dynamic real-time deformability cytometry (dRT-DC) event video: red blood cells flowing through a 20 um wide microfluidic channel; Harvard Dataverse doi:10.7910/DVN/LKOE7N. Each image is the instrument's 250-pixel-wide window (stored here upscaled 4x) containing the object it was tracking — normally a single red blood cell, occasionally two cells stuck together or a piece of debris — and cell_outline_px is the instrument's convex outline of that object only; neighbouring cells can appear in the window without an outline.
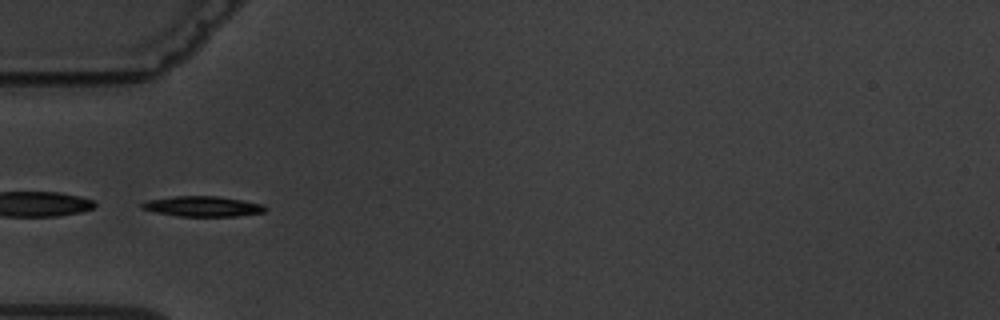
{"species": "common noctule bat (a hibernating species)", "species_latin": "Nyctalus noctula", "temperature_condition": "warm", "stored_images_in_passage": 5, "segment_of_instrument_passage": [2, 2], "camera_frame_rate_fps": 3000, "um_per_image_px": 0.085, "animal": {"sex": "male", "body_mass_g": 19.5, "forearm_length_mm": 54.6}, "frame": {"image": 1, "passage_image": 5, "time_ms": 5.333, "image_size_px": [1000, 320], "cell_outline_px": [[268, 208], [264, 212], [236, 216], [176, 216], [156, 212], [140, 208], [140, 204], [144, 200], [172, 196], [216, 196], [264, 204]], "centroid_in_image_um": [17.18, 17.53], "position_along_channel_um": 67.8, "area_um2": 14.68}}